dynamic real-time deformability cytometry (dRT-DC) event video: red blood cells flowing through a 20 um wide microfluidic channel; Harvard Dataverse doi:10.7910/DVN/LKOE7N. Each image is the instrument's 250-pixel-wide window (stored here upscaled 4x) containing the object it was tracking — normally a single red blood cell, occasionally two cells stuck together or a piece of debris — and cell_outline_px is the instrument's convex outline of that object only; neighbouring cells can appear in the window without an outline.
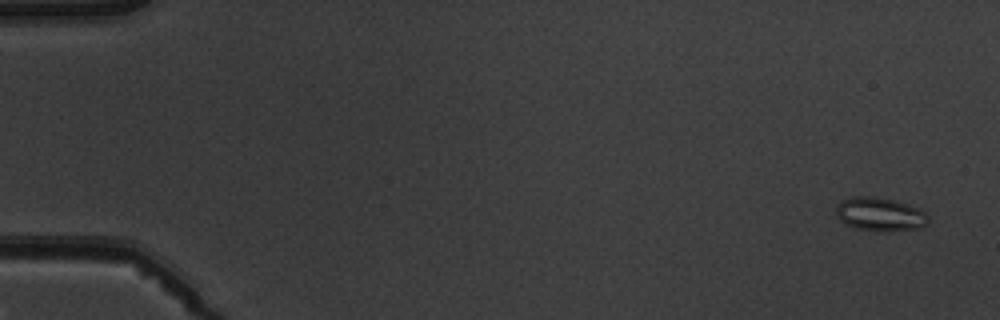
{"species": "common noctule bat (a hibernating species)", "species_latin": "Nyctalus noctula", "temperature_condition": "warm", "stored_images_in_passage": 5, "segment_of_instrument_passage": [1, 2], "camera_frame_rate_fps": 3000, "um_per_image_px": 0.085, "animal": {"sex": "male", "body_mass_g": 19.5, "forearm_length_mm": 54.6}, "frame": {"image": 1, "passage_image": 1, "time_ms": 0.0, "image_size_px": [1000, 320], "cell_outline_px": [[928, 224], [920, 228], [888, 232], [880, 232], [856, 228], [844, 224], [836, 216], [836, 204], [840, 200], [852, 196], [876, 196], [896, 200], [920, 208], [928, 216]], "centroid_in_image_um": [74.78, 18.21], "position_along_channel_um": 10.2, "area_um2": 18.61}}
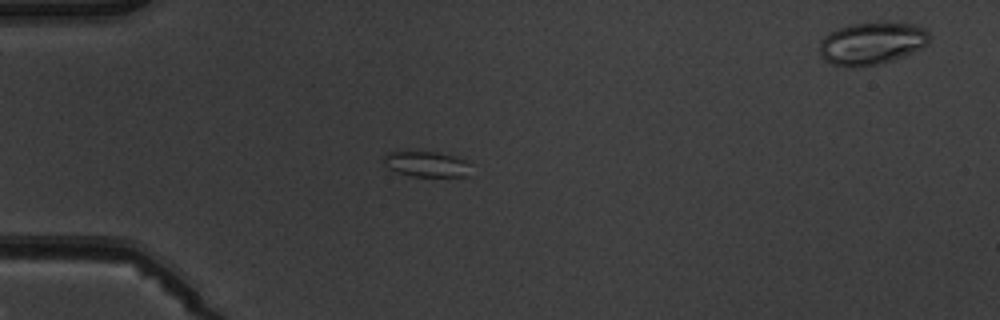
{"frame": {"image": 2, "passage_image": 4, "time_ms": 4.333, "image_size_px": [1000, 320], "cell_outline_px": [[472, 164], [468, 176], [412, 176], [396, 172], [388, 168], [384, 164], [384, 152], [436, 152], [456, 156]], "centroid_in_image_um": [36.27, 13.95], "position_along_channel_um": 48.7, "area_um2": 13.01}}